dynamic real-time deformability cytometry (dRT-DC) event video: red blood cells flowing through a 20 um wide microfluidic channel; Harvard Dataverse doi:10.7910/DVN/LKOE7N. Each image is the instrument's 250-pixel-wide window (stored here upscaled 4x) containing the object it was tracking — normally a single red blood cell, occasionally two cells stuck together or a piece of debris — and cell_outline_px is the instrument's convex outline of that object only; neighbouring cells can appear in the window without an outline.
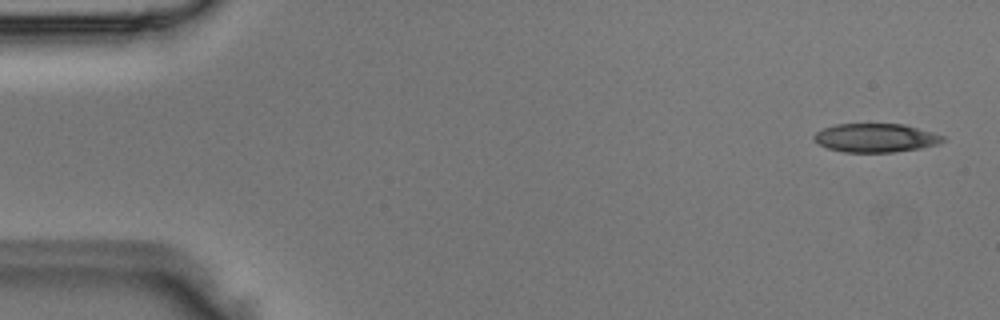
{"species": "Egyptian fruit bat (a non-hibernating species)", "species_latin": "Rousettus aegyptiacus", "temperature_condition": "room temperature", "stored_images_in_passage": 3, "camera_frame_rate_fps": 3000, "um_per_image_px": 0.085, "animal": {"sex": "male"}, "frame": {"image": 1, "passage_image": 1, "time_ms": 0.0, "image_size_px": [1000, 320], "cell_outline_px": [[948, 140], [940, 144], [920, 148], [892, 152], [844, 152], [828, 148], [820, 144], [812, 136], [816, 132], [824, 128], [836, 124], [904, 124], [932, 132], [944, 136]], "centroid_in_image_um": [74.48, 11.72], "position_along_channel_um": 10.5, "area_um2": 21.5}}